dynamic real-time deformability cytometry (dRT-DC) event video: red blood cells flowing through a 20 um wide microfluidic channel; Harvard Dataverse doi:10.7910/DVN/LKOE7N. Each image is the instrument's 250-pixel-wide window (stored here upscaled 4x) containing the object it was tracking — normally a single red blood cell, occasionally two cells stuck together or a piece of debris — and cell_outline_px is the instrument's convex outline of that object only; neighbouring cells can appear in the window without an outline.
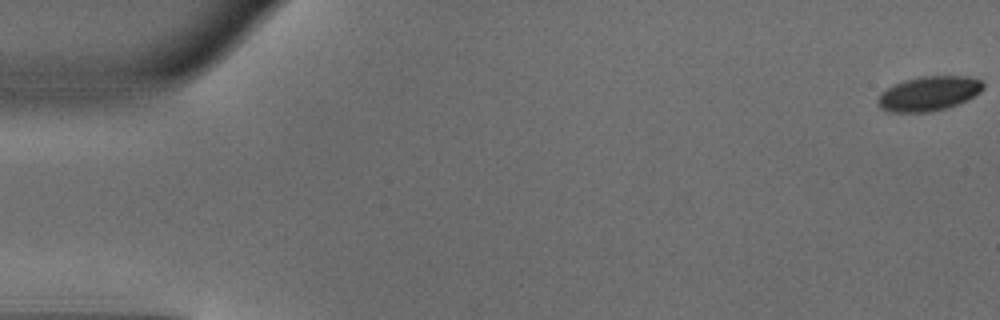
{"species": "common noctule bat (a hibernating species)", "species_latin": "Nyctalus noctula", "temperature_condition": "warm", "stored_images_in_passage": 13, "camera_frame_rate_fps": 3000, "um_per_image_px": 0.085, "animal": {"sex": "male", "body_mass_g": 18.8}, "frame": {"image": 1, "passage_image": 1, "time_ms": 0.0, "image_size_px": [1000, 320], "cell_outline_px": [[984, 88], [980, 92], [948, 108], [928, 112], [888, 112], [880, 108], [876, 100], [892, 84], [904, 80], [920, 76], [968, 76], [980, 80], [984, 84]], "centroid_in_image_um": [78.93, 7.95], "position_along_channel_um": 6.1, "area_um2": 21.1}}
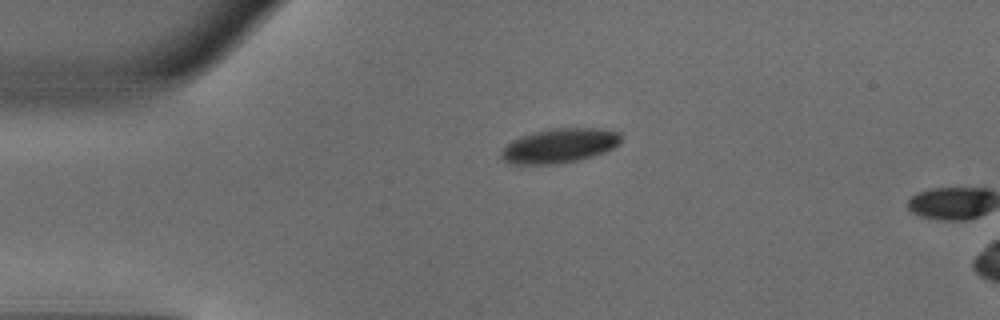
{"frame": {"image": 2, "passage_image": 12, "time_ms": 3.667, "image_size_px": [1000, 320], "cell_outline_px": [[620, 140], [612, 148], [604, 152], [580, 160], [560, 164], [512, 164], [504, 160], [500, 156], [500, 152], [512, 140], [520, 136], [532, 132], [548, 128], [600, 128], [620, 132]], "centroid_in_image_um": [47.53, 12.38], "position_along_channel_um": 37.5, "area_um2": 24.1}}